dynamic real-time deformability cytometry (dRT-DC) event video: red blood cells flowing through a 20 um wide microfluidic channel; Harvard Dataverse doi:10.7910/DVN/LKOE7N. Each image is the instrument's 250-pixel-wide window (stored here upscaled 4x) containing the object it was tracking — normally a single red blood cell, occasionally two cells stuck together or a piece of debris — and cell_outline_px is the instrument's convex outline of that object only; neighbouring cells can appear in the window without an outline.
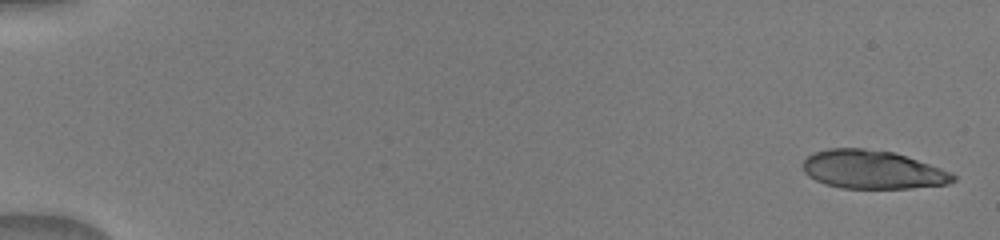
{"species": "human", "species_latin": "Homo sapiens", "temperature_condition": "warm", "stored_images_in_passage": 43, "camera_frame_rate_fps": 3000, "um_per_image_px": 0.085, "donor": {"sex": "male"}, "frame": {"image": 1, "passage_image": 1, "time_ms": 0.0, "image_size_px": [1000, 240], "cell_outline_px": [[956, 180], [948, 184], [912, 188], [840, 188], [824, 184], [808, 176], [804, 172], [804, 160], [808, 156], [816, 152], [828, 148], [864, 148], [892, 152], [952, 172], [956, 176]], "centroid_in_image_um": [74.16, 14.43], "position_along_channel_um": 10.8, "area_um2": 33.47}}
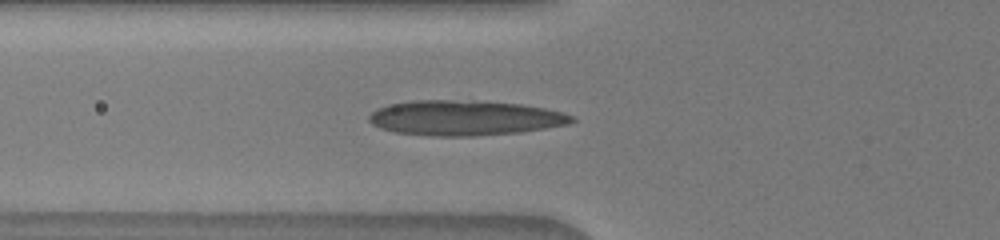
{"frame": {"image": 2, "passage_image": 19, "time_ms": 6.0, "image_size_px": [1000, 240], "cell_outline_px": [[576, 120], [568, 124], [520, 132], [472, 136], [428, 136], [396, 132], [380, 128], [372, 124], [368, 120], [368, 116], [376, 108], [388, 104], [412, 100], [472, 100], [520, 104], [544, 108], [564, 112], [572, 116]], "centroid_in_image_um": [39.46, 10.02], "position_along_channel_um": 86.3, "area_um2": 41.62}}
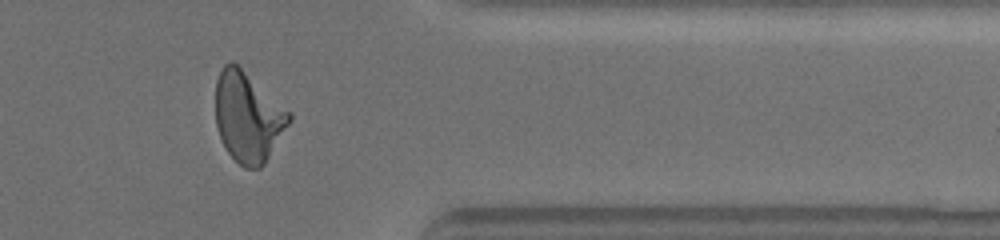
{"frame": {"image": 3, "passage_image": 37, "time_ms": 13.667, "image_size_px": [1000, 240], "cell_outline_px": [[292, 120], [264, 164], [260, 168], [244, 168], [228, 152], [220, 136], [216, 124], [216, 80], [224, 64], [228, 60], [232, 60], [292, 112]], "centroid_in_image_um": [21.1, 9.92], "position_along_channel_um": 390.3, "area_um2": 38.55}}